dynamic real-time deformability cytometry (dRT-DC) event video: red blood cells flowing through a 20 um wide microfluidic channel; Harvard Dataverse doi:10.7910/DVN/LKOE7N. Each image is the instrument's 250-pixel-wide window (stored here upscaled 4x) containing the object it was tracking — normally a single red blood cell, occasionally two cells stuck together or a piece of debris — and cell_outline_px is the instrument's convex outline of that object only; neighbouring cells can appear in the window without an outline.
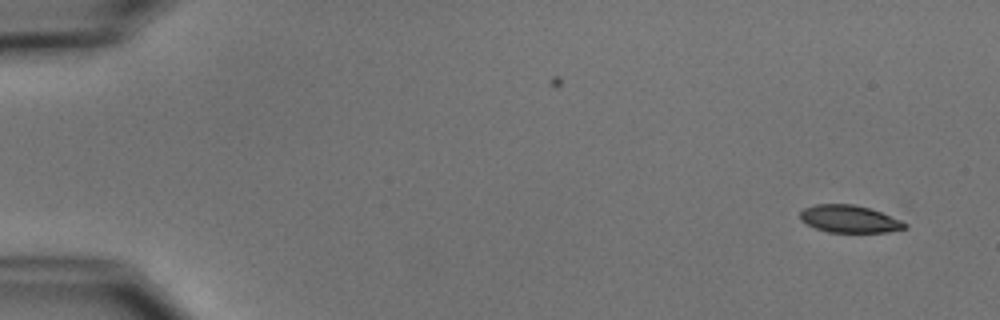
{"species": "common noctule bat (a hibernating species)", "species_latin": "Nyctalus noctula", "temperature_condition": "cold", "stored_images_in_passage": 3, "camera_frame_rate_fps": 3000, "um_per_image_px": 0.085, "animal": {"sex": "male", "body_mass_g": 15.6}, "frame": {"image": 1, "passage_image": 3, "time_ms": 2.333, "image_size_px": [1000, 320], "cell_outline_px": [[908, 228], [888, 232], [828, 232], [816, 228], [800, 220], [800, 212], [804, 208], [816, 204], [852, 204], [868, 208], [880, 212], [900, 220], [908, 224]], "centroid_in_image_um": [72.2, 18.61], "position_along_channel_um": 12.8, "area_um2": 16.59}}